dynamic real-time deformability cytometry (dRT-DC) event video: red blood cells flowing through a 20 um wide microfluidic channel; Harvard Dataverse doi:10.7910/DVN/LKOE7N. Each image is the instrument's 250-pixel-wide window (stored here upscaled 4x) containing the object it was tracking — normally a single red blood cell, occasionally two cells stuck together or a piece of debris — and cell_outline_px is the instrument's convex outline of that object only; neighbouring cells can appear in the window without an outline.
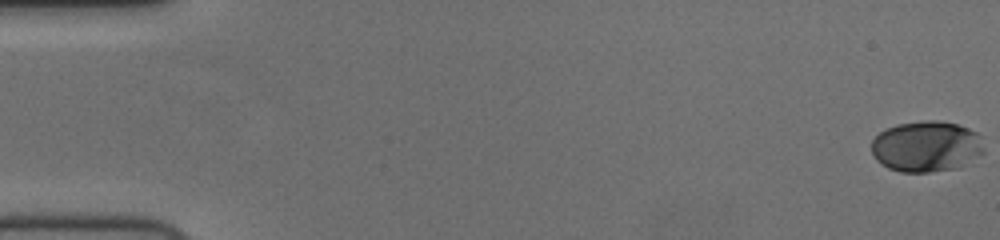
{"species": "human", "species_latin": "Homo sapiens", "temperature_condition": "cold", "stored_images_in_passage": 19, "camera_frame_rate_fps": 3000, "um_per_image_px": 0.085, "donor": {"sex": "female"}, "frame": {"image": 1, "passage_image": 1, "time_ms": 0.0, "image_size_px": [1000, 240], "cell_outline_px": [[984, 152], [956, 168], [928, 172], [900, 172], [888, 168], [880, 164], [876, 160], [872, 152], [872, 140], [884, 128], [896, 124], [924, 120], [940, 120], [956, 124], [968, 128], [976, 132], [980, 136], [984, 148]], "centroid_in_image_um": [78.71, 12.43], "position_along_channel_um": 6.3, "area_um2": 33.47}}
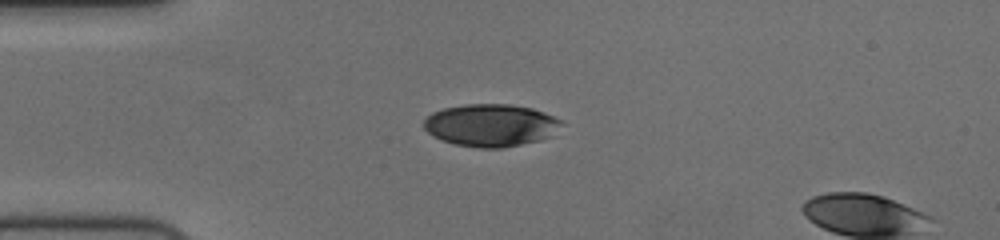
{"frame": {"image": 2, "passage_image": 16, "time_ms": 5.0, "image_size_px": [1000, 240], "cell_outline_px": [[564, 124], [552, 136], [540, 140], [500, 148], [476, 148], [456, 144], [440, 140], [432, 136], [424, 128], [424, 120], [432, 112], [444, 108], [464, 104], [508, 104], [532, 108], [544, 112], [560, 120]], "centroid_in_image_um": [41.72, 10.65], "position_along_channel_um": 43.3, "area_um2": 34.16}}